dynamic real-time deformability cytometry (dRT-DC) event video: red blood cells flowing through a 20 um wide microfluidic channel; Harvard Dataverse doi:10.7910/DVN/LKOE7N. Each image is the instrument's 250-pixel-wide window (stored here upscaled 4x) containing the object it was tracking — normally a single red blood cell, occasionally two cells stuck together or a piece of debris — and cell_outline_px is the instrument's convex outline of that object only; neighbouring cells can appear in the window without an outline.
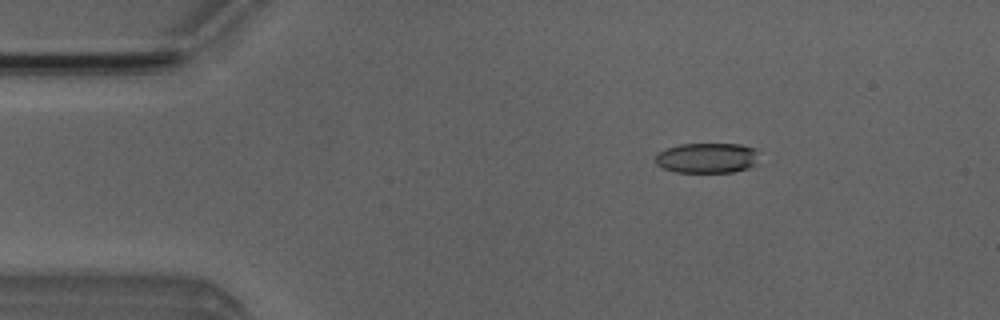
{"species": "Egyptian fruit bat (a non-hibernating species)", "species_latin": "Rousettus aegyptiacus", "temperature_condition": "room temperature", "stored_images_in_passage": 3, "camera_frame_rate_fps": 3000, "um_per_image_px": 0.085, "animal": {"sex": "male"}, "frame": {"image": 1, "passage_image": 2, "time_ms": 1.333, "image_size_px": [1000, 320], "cell_outline_px": [[756, 164], [748, 168], [732, 172], [676, 172], [664, 168], [656, 164], [656, 152], [664, 148], [680, 144], [740, 144], [756, 148]], "centroid_in_image_um": [60.07, 13.42], "position_along_channel_um": 24.9, "area_um2": 18.32}}